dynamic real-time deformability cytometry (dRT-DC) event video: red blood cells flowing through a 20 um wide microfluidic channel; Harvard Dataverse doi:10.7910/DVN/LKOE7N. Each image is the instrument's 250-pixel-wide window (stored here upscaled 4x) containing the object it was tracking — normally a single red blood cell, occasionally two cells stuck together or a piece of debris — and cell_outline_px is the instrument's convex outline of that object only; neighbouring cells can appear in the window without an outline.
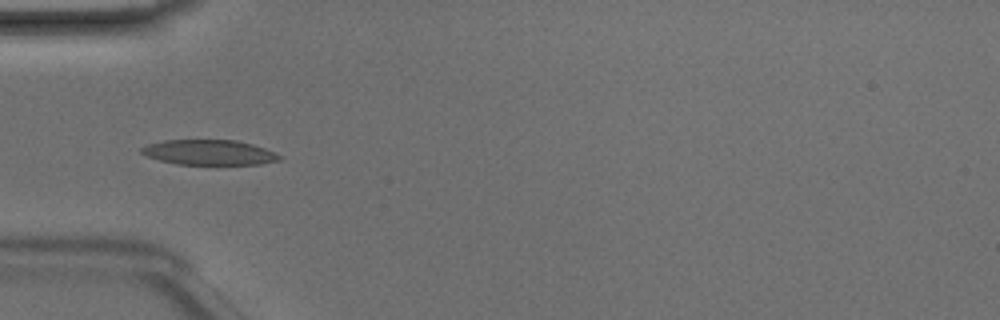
{"species": "Egyptian fruit bat (a non-hibernating species)", "species_latin": "Rousettus aegyptiacus", "temperature_condition": "room temperature", "stored_images_in_passage": 45, "camera_frame_rate_fps": 3000, "um_per_image_px": 0.085, "animal": {"sex": "male"}, "frame": {"image": 1, "passage_image": 12, "time_ms": 3.667, "image_size_px": [1000, 320], "cell_outline_px": [[284, 156], [280, 160], [260, 164], [176, 164], [144, 156], [140, 152], [140, 148], [148, 144], [164, 140], [236, 140], [252, 144], [264, 148]], "centroid_in_image_um": [17.76, 12.95], "position_along_channel_um": 67.2, "area_um2": 20.23}}
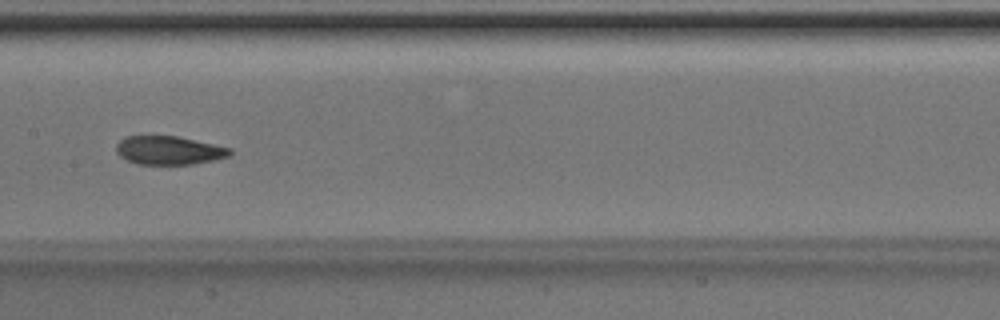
{"frame": {"image": 2, "passage_image": 21, "time_ms": 6.667, "image_size_px": [1000, 320], "cell_outline_px": [[232, 152], [228, 156], [212, 160], [192, 164], [140, 164], [128, 160], [120, 156], [116, 152], [116, 144], [124, 136], [176, 136], [232, 148]], "centroid_in_image_um": [14.34, 12.77], "position_along_channel_um": 193.1, "area_um2": 18.73}}
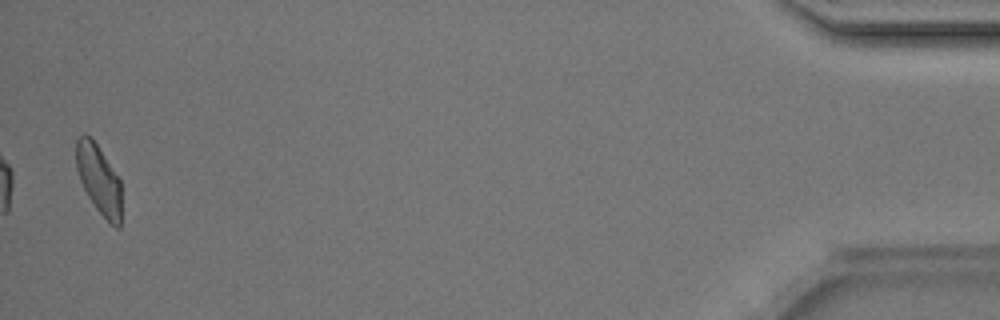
{"frame": {"image": 3, "passage_image": 44, "time_ms": 14.333, "image_size_px": [1000, 320], "cell_outline_px": [[120, 228], [116, 228], [96, 208], [88, 196], [80, 180], [76, 168], [76, 140], [84, 132], [96, 144], [120, 180]], "centroid_in_image_um": [8.38, 15.24], "position_along_channel_um": 426.8, "area_um2": 17.74}, "authors_computed_cell_mechanics": {"area_um2": 19.5364, "velocity_mm_per_s": 4.1988, "shape_relaxation_time_tau1_ms": 7.5734, "shape_relaxation_time_tau2_ms": 1.9693, "deformation_change_tau1": 0.1958, "deformation_change_tau2": 0.0689}}